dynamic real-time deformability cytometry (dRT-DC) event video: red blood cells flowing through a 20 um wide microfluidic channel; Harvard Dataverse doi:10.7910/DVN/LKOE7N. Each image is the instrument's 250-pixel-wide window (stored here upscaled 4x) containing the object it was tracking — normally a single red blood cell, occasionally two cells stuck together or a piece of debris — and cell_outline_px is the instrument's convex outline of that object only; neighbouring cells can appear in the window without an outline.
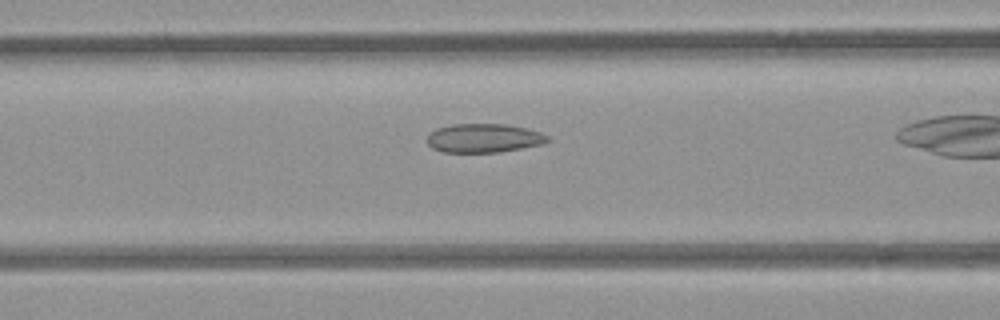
{"species": "common noctule bat (a hibernating species)", "species_latin": "Nyctalus noctula", "temperature_condition": "room temperature", "stored_images_in_passage": 33, "camera_frame_rate_fps": 3000, "um_per_image_px": 0.085, "animal": {"sex": "female", "body_mass_g": 21.9}, "frame": {"image": 1, "passage_image": 13, "time_ms": 4.0, "image_size_px": [1000, 320], "cell_outline_px": [[552, 140], [544, 144], [500, 152], [444, 152], [432, 148], [428, 144], [428, 136], [436, 128], [452, 124], [504, 124], [524, 128], [540, 132], [548, 136]], "centroid_in_image_um": [41.15, 11.74], "position_along_channel_um": 125.4, "area_um2": 20.23}}
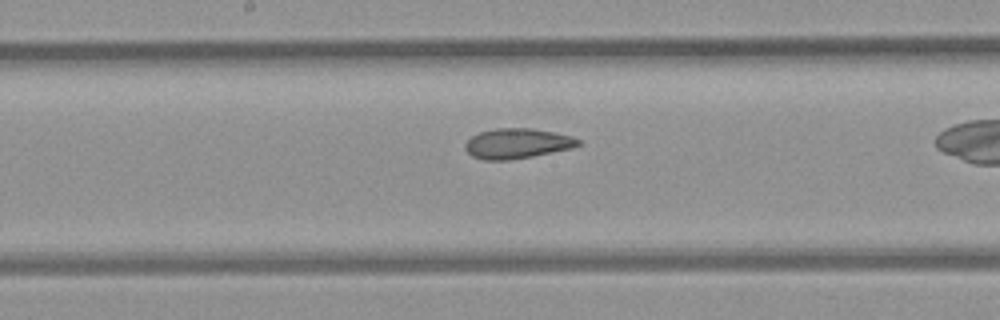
{"frame": {"image": 2, "passage_image": 19, "time_ms": 6.0, "image_size_px": [1000, 320], "cell_outline_px": [[580, 144], [572, 148], [532, 156], [508, 160], [484, 160], [472, 156], [464, 148], [464, 144], [472, 136], [480, 132], [496, 128], [528, 128], [552, 132], [572, 136], [580, 140]], "centroid_in_image_um": [43.93, 12.2], "position_along_channel_um": 204.3, "area_um2": 19.65}}
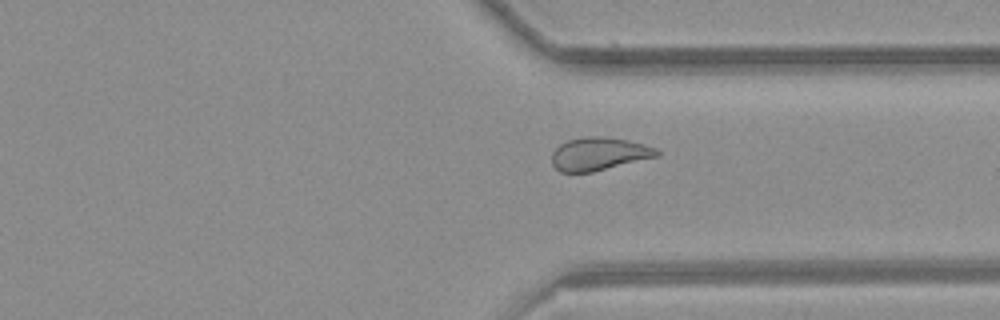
{"frame": {"image": 3, "passage_image": 31, "time_ms": 10.0, "image_size_px": [1000, 320], "cell_outline_px": [[660, 156], [592, 172], [560, 172], [552, 164], [552, 152], [560, 144], [568, 140], [584, 136], [604, 136], [628, 140], [644, 144], [656, 148], [660, 152]], "centroid_in_image_um": [50.93, 13.07], "position_along_channel_um": 360.5, "area_um2": 20.35}}